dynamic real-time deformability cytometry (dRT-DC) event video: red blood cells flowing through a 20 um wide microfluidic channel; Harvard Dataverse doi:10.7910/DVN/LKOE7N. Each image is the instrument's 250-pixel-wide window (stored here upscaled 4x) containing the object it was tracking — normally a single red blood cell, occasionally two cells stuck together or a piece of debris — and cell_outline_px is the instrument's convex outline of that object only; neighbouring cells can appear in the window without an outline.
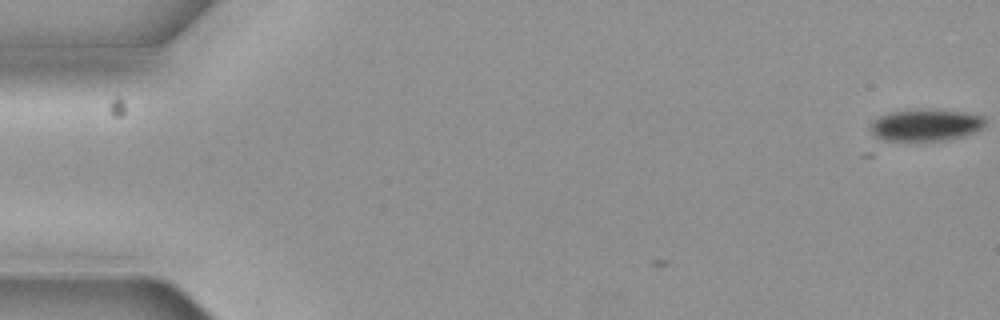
{"species": "common noctule bat (a hibernating species)", "species_latin": "Nyctalus noctula", "temperature_condition": "cold", "stored_images_in_passage": 2, "camera_frame_rate_fps": 3000, "um_per_image_px": 0.085, "animal": {"sex": "female", "body_mass_g": 19.3, "forearm_length_mm": 54.1}, "frame": {"image": 1, "passage_image": 2, "time_ms": 0.333, "image_size_px": [1000, 320], "cell_outline_px": [[984, 124], [980, 128], [972, 132], [960, 136], [872, 156], [860, 156], [872, 124], [880, 116], [892, 112], [964, 112], [980, 116], [984, 120]], "centroid_in_image_um": [77.94, 11.05], "position_along_channel_um": 7.1, "area_um2": 25.32}}